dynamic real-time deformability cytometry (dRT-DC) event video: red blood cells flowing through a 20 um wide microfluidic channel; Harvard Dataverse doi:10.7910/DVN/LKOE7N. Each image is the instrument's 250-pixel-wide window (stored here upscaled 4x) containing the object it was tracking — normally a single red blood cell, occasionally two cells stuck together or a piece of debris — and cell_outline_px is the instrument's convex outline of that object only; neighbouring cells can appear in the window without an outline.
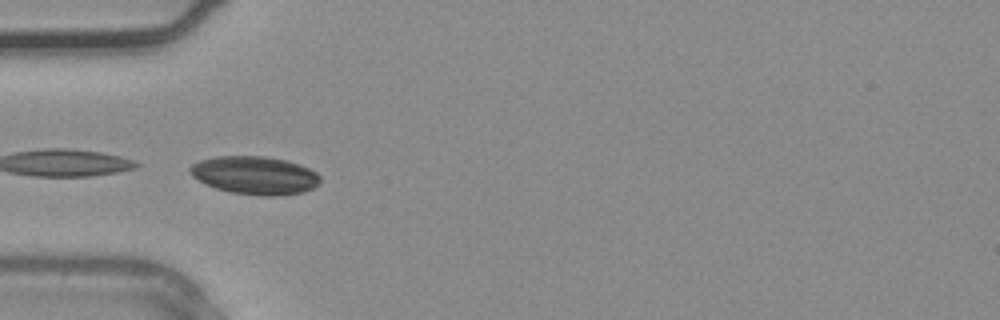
{"species": "common noctule bat (a hibernating species)", "species_latin": "Nyctalus noctula", "temperature_condition": "warm", "stored_images_in_passage": 12, "camera_frame_rate_fps": 3000, "um_per_image_px": 0.085, "animal": {"sex": "male", "body_mass_g": 20.4}, "frame": {"image": 1, "passage_image": 1, "time_ms": 0.0, "image_size_px": [1000, 320], "cell_outline_px": [[320, 184], [304, 192], [280, 196], [264, 196], [232, 192], [216, 188], [192, 176], [188, 172], [188, 168], [192, 164], [200, 160], [216, 156], [264, 156], [288, 160], [300, 164], [316, 172], [320, 176]], "centroid_in_image_um": [21.69, 14.89], "position_along_channel_um": 63.3, "area_um2": 29.02}}
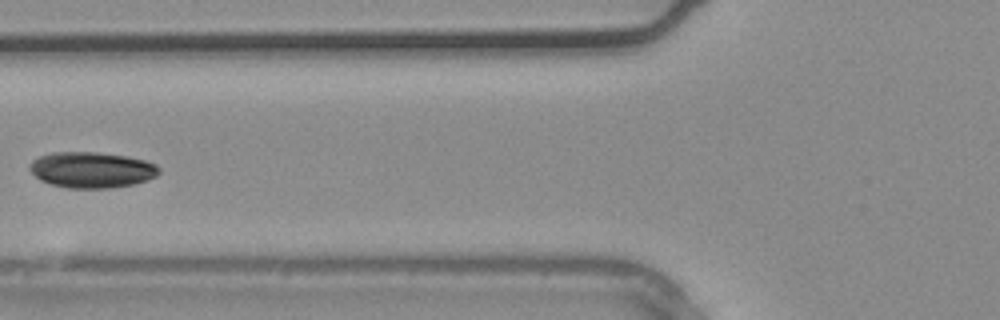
{"frame": {"image": 2, "passage_image": 4, "time_ms": 1.0, "image_size_px": [1000, 320], "cell_outline_px": [[160, 172], [156, 176], [148, 180], [136, 184], [108, 188], [68, 188], [48, 184], [40, 180], [28, 168], [28, 164], [32, 160], [40, 156], [52, 152], [96, 152], [128, 156], [144, 160], [156, 164], [160, 168]], "centroid_in_image_um": [7.79, 14.44], "position_along_channel_um": 118.0, "area_um2": 27.34}}